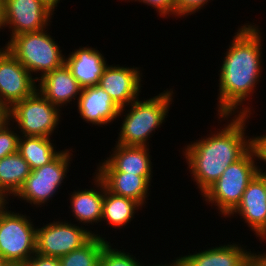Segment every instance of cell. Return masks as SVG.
<instances>
[{
    "mask_svg": "<svg viewBox=\"0 0 266 266\" xmlns=\"http://www.w3.org/2000/svg\"><path fill=\"white\" fill-rule=\"evenodd\" d=\"M104 55L97 48L79 47L69 53L65 64L82 88L98 85L108 66Z\"/></svg>",
    "mask_w": 266,
    "mask_h": 266,
    "instance_id": "obj_17",
    "label": "cell"
},
{
    "mask_svg": "<svg viewBox=\"0 0 266 266\" xmlns=\"http://www.w3.org/2000/svg\"><path fill=\"white\" fill-rule=\"evenodd\" d=\"M248 118L250 115H235L219 131H211L205 138L186 144L183 148L187 168L201 195L230 164L241 159L253 147L254 136L245 135Z\"/></svg>",
    "mask_w": 266,
    "mask_h": 266,
    "instance_id": "obj_2",
    "label": "cell"
},
{
    "mask_svg": "<svg viewBox=\"0 0 266 266\" xmlns=\"http://www.w3.org/2000/svg\"><path fill=\"white\" fill-rule=\"evenodd\" d=\"M0 266H11V265L0 256Z\"/></svg>",
    "mask_w": 266,
    "mask_h": 266,
    "instance_id": "obj_38",
    "label": "cell"
},
{
    "mask_svg": "<svg viewBox=\"0 0 266 266\" xmlns=\"http://www.w3.org/2000/svg\"><path fill=\"white\" fill-rule=\"evenodd\" d=\"M31 169L19 152L0 159V193L7 199L24 185Z\"/></svg>",
    "mask_w": 266,
    "mask_h": 266,
    "instance_id": "obj_21",
    "label": "cell"
},
{
    "mask_svg": "<svg viewBox=\"0 0 266 266\" xmlns=\"http://www.w3.org/2000/svg\"><path fill=\"white\" fill-rule=\"evenodd\" d=\"M60 111L36 90L9 110V120L17 123L22 136L51 137L59 124Z\"/></svg>",
    "mask_w": 266,
    "mask_h": 266,
    "instance_id": "obj_7",
    "label": "cell"
},
{
    "mask_svg": "<svg viewBox=\"0 0 266 266\" xmlns=\"http://www.w3.org/2000/svg\"><path fill=\"white\" fill-rule=\"evenodd\" d=\"M7 49V46H4L3 48H0V55Z\"/></svg>",
    "mask_w": 266,
    "mask_h": 266,
    "instance_id": "obj_40",
    "label": "cell"
},
{
    "mask_svg": "<svg viewBox=\"0 0 266 266\" xmlns=\"http://www.w3.org/2000/svg\"><path fill=\"white\" fill-rule=\"evenodd\" d=\"M173 90H164L147 100L139 98L129 104L127 113L120 125L117 144L124 146L149 147L150 135L165 121L171 102Z\"/></svg>",
    "mask_w": 266,
    "mask_h": 266,
    "instance_id": "obj_3",
    "label": "cell"
},
{
    "mask_svg": "<svg viewBox=\"0 0 266 266\" xmlns=\"http://www.w3.org/2000/svg\"><path fill=\"white\" fill-rule=\"evenodd\" d=\"M138 2L145 3L146 5L150 7L152 6L153 9L155 8V10L159 12L158 15H160V17L164 18L166 16V18H168L171 15L175 16L176 0H138Z\"/></svg>",
    "mask_w": 266,
    "mask_h": 266,
    "instance_id": "obj_28",
    "label": "cell"
},
{
    "mask_svg": "<svg viewBox=\"0 0 266 266\" xmlns=\"http://www.w3.org/2000/svg\"><path fill=\"white\" fill-rule=\"evenodd\" d=\"M7 207L0 210V256L12 266H23L36 253L37 227L29 216Z\"/></svg>",
    "mask_w": 266,
    "mask_h": 266,
    "instance_id": "obj_6",
    "label": "cell"
},
{
    "mask_svg": "<svg viewBox=\"0 0 266 266\" xmlns=\"http://www.w3.org/2000/svg\"><path fill=\"white\" fill-rule=\"evenodd\" d=\"M210 0H176L175 3V16L180 18L183 16L194 14L199 9H204L205 4L207 5Z\"/></svg>",
    "mask_w": 266,
    "mask_h": 266,
    "instance_id": "obj_27",
    "label": "cell"
},
{
    "mask_svg": "<svg viewBox=\"0 0 266 266\" xmlns=\"http://www.w3.org/2000/svg\"><path fill=\"white\" fill-rule=\"evenodd\" d=\"M264 170H262L261 168L259 169L258 171V175L264 180V184H265V187H266V170L265 172H263Z\"/></svg>",
    "mask_w": 266,
    "mask_h": 266,
    "instance_id": "obj_37",
    "label": "cell"
},
{
    "mask_svg": "<svg viewBox=\"0 0 266 266\" xmlns=\"http://www.w3.org/2000/svg\"><path fill=\"white\" fill-rule=\"evenodd\" d=\"M253 146L257 151L259 160L266 164V134L253 137Z\"/></svg>",
    "mask_w": 266,
    "mask_h": 266,
    "instance_id": "obj_30",
    "label": "cell"
},
{
    "mask_svg": "<svg viewBox=\"0 0 266 266\" xmlns=\"http://www.w3.org/2000/svg\"><path fill=\"white\" fill-rule=\"evenodd\" d=\"M8 203L7 199L0 193V210Z\"/></svg>",
    "mask_w": 266,
    "mask_h": 266,
    "instance_id": "obj_36",
    "label": "cell"
},
{
    "mask_svg": "<svg viewBox=\"0 0 266 266\" xmlns=\"http://www.w3.org/2000/svg\"><path fill=\"white\" fill-rule=\"evenodd\" d=\"M10 120L0 128V159L7 155L18 152L20 134L14 127H10ZM12 129L16 130L13 131Z\"/></svg>",
    "mask_w": 266,
    "mask_h": 266,
    "instance_id": "obj_26",
    "label": "cell"
},
{
    "mask_svg": "<svg viewBox=\"0 0 266 266\" xmlns=\"http://www.w3.org/2000/svg\"><path fill=\"white\" fill-rule=\"evenodd\" d=\"M245 266H255V265H254V263H253L251 260H249V261L246 263Z\"/></svg>",
    "mask_w": 266,
    "mask_h": 266,
    "instance_id": "obj_39",
    "label": "cell"
},
{
    "mask_svg": "<svg viewBox=\"0 0 266 266\" xmlns=\"http://www.w3.org/2000/svg\"><path fill=\"white\" fill-rule=\"evenodd\" d=\"M250 260L254 263L255 266H266V252H264L263 254H260V252H250Z\"/></svg>",
    "mask_w": 266,
    "mask_h": 266,
    "instance_id": "obj_31",
    "label": "cell"
},
{
    "mask_svg": "<svg viewBox=\"0 0 266 266\" xmlns=\"http://www.w3.org/2000/svg\"><path fill=\"white\" fill-rule=\"evenodd\" d=\"M5 27L10 39L23 33L48 28L54 12L41 0H5Z\"/></svg>",
    "mask_w": 266,
    "mask_h": 266,
    "instance_id": "obj_11",
    "label": "cell"
},
{
    "mask_svg": "<svg viewBox=\"0 0 266 266\" xmlns=\"http://www.w3.org/2000/svg\"><path fill=\"white\" fill-rule=\"evenodd\" d=\"M9 121V109L0 102V128Z\"/></svg>",
    "mask_w": 266,
    "mask_h": 266,
    "instance_id": "obj_32",
    "label": "cell"
},
{
    "mask_svg": "<svg viewBox=\"0 0 266 266\" xmlns=\"http://www.w3.org/2000/svg\"><path fill=\"white\" fill-rule=\"evenodd\" d=\"M240 215L259 239L266 240V187L264 180L257 174L247 185L240 203L228 215Z\"/></svg>",
    "mask_w": 266,
    "mask_h": 266,
    "instance_id": "obj_13",
    "label": "cell"
},
{
    "mask_svg": "<svg viewBox=\"0 0 266 266\" xmlns=\"http://www.w3.org/2000/svg\"><path fill=\"white\" fill-rule=\"evenodd\" d=\"M76 102L79 117L85 120L86 123L102 127V125L113 123L116 118H119L120 108L99 85L82 88Z\"/></svg>",
    "mask_w": 266,
    "mask_h": 266,
    "instance_id": "obj_14",
    "label": "cell"
},
{
    "mask_svg": "<svg viewBox=\"0 0 266 266\" xmlns=\"http://www.w3.org/2000/svg\"><path fill=\"white\" fill-rule=\"evenodd\" d=\"M240 244L230 243L182 256L185 266H245L250 252Z\"/></svg>",
    "mask_w": 266,
    "mask_h": 266,
    "instance_id": "obj_19",
    "label": "cell"
},
{
    "mask_svg": "<svg viewBox=\"0 0 266 266\" xmlns=\"http://www.w3.org/2000/svg\"><path fill=\"white\" fill-rule=\"evenodd\" d=\"M110 244L108 242L104 246L100 256L99 266H143L134 255L125 253L121 249L113 248Z\"/></svg>",
    "mask_w": 266,
    "mask_h": 266,
    "instance_id": "obj_25",
    "label": "cell"
},
{
    "mask_svg": "<svg viewBox=\"0 0 266 266\" xmlns=\"http://www.w3.org/2000/svg\"><path fill=\"white\" fill-rule=\"evenodd\" d=\"M94 232V236L81 248L59 258L61 266H99L101 252L109 242Z\"/></svg>",
    "mask_w": 266,
    "mask_h": 266,
    "instance_id": "obj_24",
    "label": "cell"
},
{
    "mask_svg": "<svg viewBox=\"0 0 266 266\" xmlns=\"http://www.w3.org/2000/svg\"><path fill=\"white\" fill-rule=\"evenodd\" d=\"M65 221H53L46 225L43 224L40 228L37 227L36 253L60 258L81 248L94 236L89 229Z\"/></svg>",
    "mask_w": 266,
    "mask_h": 266,
    "instance_id": "obj_9",
    "label": "cell"
},
{
    "mask_svg": "<svg viewBox=\"0 0 266 266\" xmlns=\"http://www.w3.org/2000/svg\"><path fill=\"white\" fill-rule=\"evenodd\" d=\"M94 174L104 182L109 192L132 199L141 206L146 203L152 175H135L127 172H95Z\"/></svg>",
    "mask_w": 266,
    "mask_h": 266,
    "instance_id": "obj_18",
    "label": "cell"
},
{
    "mask_svg": "<svg viewBox=\"0 0 266 266\" xmlns=\"http://www.w3.org/2000/svg\"><path fill=\"white\" fill-rule=\"evenodd\" d=\"M45 5H47L53 12L57 9V4L60 3V0H41Z\"/></svg>",
    "mask_w": 266,
    "mask_h": 266,
    "instance_id": "obj_35",
    "label": "cell"
},
{
    "mask_svg": "<svg viewBox=\"0 0 266 266\" xmlns=\"http://www.w3.org/2000/svg\"><path fill=\"white\" fill-rule=\"evenodd\" d=\"M5 0H0V30L5 29V14H4Z\"/></svg>",
    "mask_w": 266,
    "mask_h": 266,
    "instance_id": "obj_33",
    "label": "cell"
},
{
    "mask_svg": "<svg viewBox=\"0 0 266 266\" xmlns=\"http://www.w3.org/2000/svg\"><path fill=\"white\" fill-rule=\"evenodd\" d=\"M93 178L97 189L74 190L69 198L72 216L85 226L102 222L104 182L96 174Z\"/></svg>",
    "mask_w": 266,
    "mask_h": 266,
    "instance_id": "obj_20",
    "label": "cell"
},
{
    "mask_svg": "<svg viewBox=\"0 0 266 266\" xmlns=\"http://www.w3.org/2000/svg\"><path fill=\"white\" fill-rule=\"evenodd\" d=\"M5 50L0 55V102L9 110L37 90V77ZM36 81V82H35Z\"/></svg>",
    "mask_w": 266,
    "mask_h": 266,
    "instance_id": "obj_10",
    "label": "cell"
},
{
    "mask_svg": "<svg viewBox=\"0 0 266 266\" xmlns=\"http://www.w3.org/2000/svg\"><path fill=\"white\" fill-rule=\"evenodd\" d=\"M171 263H169V264H162L161 263V265L157 263V265L153 264L152 266H185L182 256L181 257H177L175 259V261L173 260V262H171ZM143 266H145V265L143 264Z\"/></svg>",
    "mask_w": 266,
    "mask_h": 266,
    "instance_id": "obj_34",
    "label": "cell"
},
{
    "mask_svg": "<svg viewBox=\"0 0 266 266\" xmlns=\"http://www.w3.org/2000/svg\"><path fill=\"white\" fill-rule=\"evenodd\" d=\"M139 207L142 208L138 202L109 192L104 184L102 221L106 224L122 229L132 221Z\"/></svg>",
    "mask_w": 266,
    "mask_h": 266,
    "instance_id": "obj_22",
    "label": "cell"
},
{
    "mask_svg": "<svg viewBox=\"0 0 266 266\" xmlns=\"http://www.w3.org/2000/svg\"><path fill=\"white\" fill-rule=\"evenodd\" d=\"M23 266H61L59 258L35 253Z\"/></svg>",
    "mask_w": 266,
    "mask_h": 266,
    "instance_id": "obj_29",
    "label": "cell"
},
{
    "mask_svg": "<svg viewBox=\"0 0 266 266\" xmlns=\"http://www.w3.org/2000/svg\"><path fill=\"white\" fill-rule=\"evenodd\" d=\"M258 160L253 146L241 159L230 164L218 180L202 194L204 201L215 204L219 214L227 217L240 203L247 185L258 174Z\"/></svg>",
    "mask_w": 266,
    "mask_h": 266,
    "instance_id": "obj_4",
    "label": "cell"
},
{
    "mask_svg": "<svg viewBox=\"0 0 266 266\" xmlns=\"http://www.w3.org/2000/svg\"><path fill=\"white\" fill-rule=\"evenodd\" d=\"M37 90L59 109L78 100L82 87L64 63L61 67L37 77Z\"/></svg>",
    "mask_w": 266,
    "mask_h": 266,
    "instance_id": "obj_16",
    "label": "cell"
},
{
    "mask_svg": "<svg viewBox=\"0 0 266 266\" xmlns=\"http://www.w3.org/2000/svg\"><path fill=\"white\" fill-rule=\"evenodd\" d=\"M50 137L22 136L19 138L18 152L27 161L31 170L49 164L62 150H56Z\"/></svg>",
    "mask_w": 266,
    "mask_h": 266,
    "instance_id": "obj_23",
    "label": "cell"
},
{
    "mask_svg": "<svg viewBox=\"0 0 266 266\" xmlns=\"http://www.w3.org/2000/svg\"><path fill=\"white\" fill-rule=\"evenodd\" d=\"M113 153L102 160L96 172H127L135 175H153L149 147L117 144Z\"/></svg>",
    "mask_w": 266,
    "mask_h": 266,
    "instance_id": "obj_15",
    "label": "cell"
},
{
    "mask_svg": "<svg viewBox=\"0 0 266 266\" xmlns=\"http://www.w3.org/2000/svg\"><path fill=\"white\" fill-rule=\"evenodd\" d=\"M248 24V25H247ZM258 25L246 23L238 28L220 67L217 116L220 120L251 115L244 102L253 96L262 73V39ZM240 106V107H239ZM242 106V107H241ZM241 108V109H240ZM239 109V110H238Z\"/></svg>",
    "mask_w": 266,
    "mask_h": 266,
    "instance_id": "obj_1",
    "label": "cell"
},
{
    "mask_svg": "<svg viewBox=\"0 0 266 266\" xmlns=\"http://www.w3.org/2000/svg\"><path fill=\"white\" fill-rule=\"evenodd\" d=\"M71 149L62 150V152L49 164L41 166L35 170H31L30 175L22 188L13 197L32 205L39 207L44 206L46 202L51 200L58 189H61L67 171L69 169L70 160L72 161Z\"/></svg>",
    "mask_w": 266,
    "mask_h": 266,
    "instance_id": "obj_8",
    "label": "cell"
},
{
    "mask_svg": "<svg viewBox=\"0 0 266 266\" xmlns=\"http://www.w3.org/2000/svg\"><path fill=\"white\" fill-rule=\"evenodd\" d=\"M142 73L137 67H123L113 64L108 65L103 75L100 77L99 86L106 91L113 99L115 104L120 108L118 116L123 112L129 104L139 97L141 92Z\"/></svg>",
    "mask_w": 266,
    "mask_h": 266,
    "instance_id": "obj_12",
    "label": "cell"
},
{
    "mask_svg": "<svg viewBox=\"0 0 266 266\" xmlns=\"http://www.w3.org/2000/svg\"><path fill=\"white\" fill-rule=\"evenodd\" d=\"M46 29L16 35L5 44L32 76L41 72L42 77L65 63L61 47Z\"/></svg>",
    "mask_w": 266,
    "mask_h": 266,
    "instance_id": "obj_5",
    "label": "cell"
}]
</instances>
